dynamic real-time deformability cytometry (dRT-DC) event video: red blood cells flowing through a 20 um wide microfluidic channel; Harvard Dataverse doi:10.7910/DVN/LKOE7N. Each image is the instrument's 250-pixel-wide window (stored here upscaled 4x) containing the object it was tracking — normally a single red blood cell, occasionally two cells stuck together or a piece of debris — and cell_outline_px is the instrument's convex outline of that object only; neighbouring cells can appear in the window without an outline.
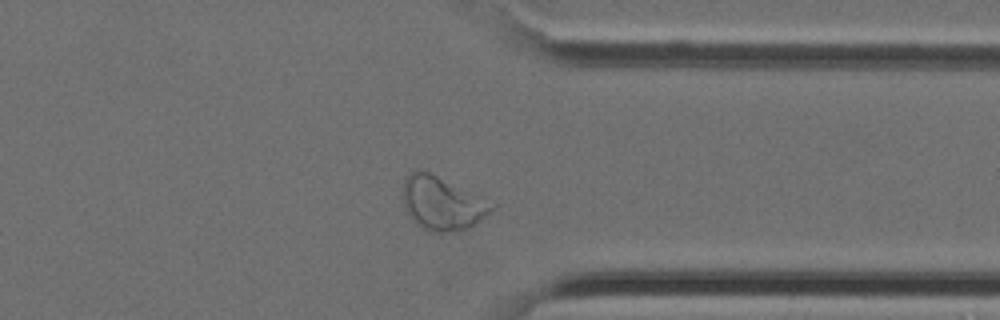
{"species": "Egyptian fruit bat (a non-hibernating species)", "species_latin": "Rousettus aegyptiacus", "temperature_condition": "cold", "stored_images_in_passage": 34, "camera_frame_rate_fps": 3000, "um_per_image_px": 0.085, "animal": {"sex": "female"}, "frame": {"image": 1, "passage_image": 25, "time_ms": 8.0, "image_size_px": [1000, 320], "cell_outline_px": [[496, 208], [472, 228], [460, 232], [428, 232], [420, 228], [408, 216], [404, 208], [404, 180], [412, 172], [428, 172], [496, 204]], "centroid_in_image_um": [37.62, 17.37], "position_along_channel_um": 373.8, "area_um2": 27.63}}